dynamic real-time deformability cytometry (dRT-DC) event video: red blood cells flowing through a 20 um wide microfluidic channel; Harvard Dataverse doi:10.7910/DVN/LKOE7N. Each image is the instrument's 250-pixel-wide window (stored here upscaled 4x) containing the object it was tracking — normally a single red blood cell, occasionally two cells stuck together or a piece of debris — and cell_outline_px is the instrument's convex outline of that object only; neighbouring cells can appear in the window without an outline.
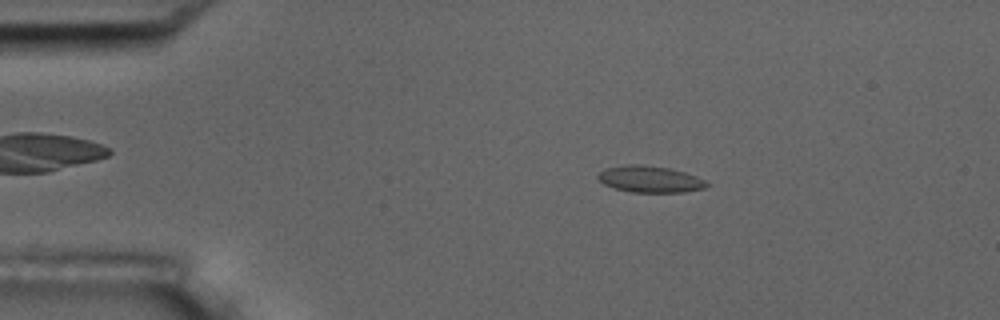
{"species": "common noctule bat (a hibernating species)", "species_latin": "Nyctalus noctula", "temperature_condition": "room temperature", "stored_images_in_passage": 5, "camera_frame_rate_fps": 3000, "um_per_image_px": 0.085, "animal": {"sex": "male", "body_mass_g": 17.5, "forearm_length_mm": 52.3}, "frame": {"image": 1, "passage_image": 3, "time_ms": 0.667, "image_size_px": [1000, 320], "cell_outline_px": [[712, 184], [704, 188], [684, 192], [632, 192], [616, 188], [604, 184], [596, 176], [604, 168], [624, 164], [640, 164], [668, 168], [684, 172], [696, 176]], "centroid_in_image_um": [55.25, 15.22], "position_along_channel_um": 29.8, "area_um2": 16.82}}
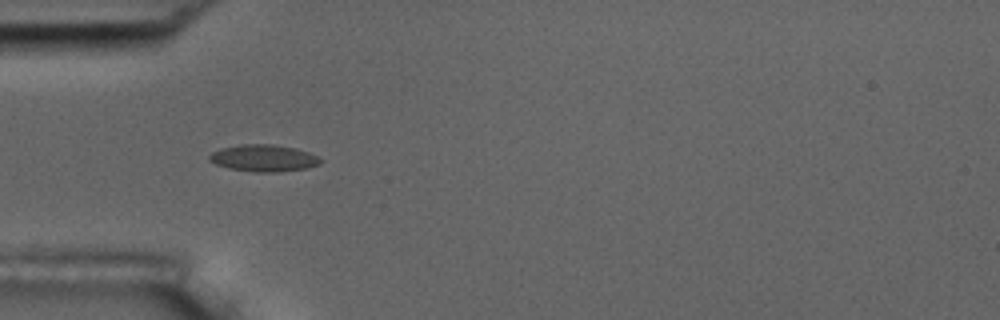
{"frame": {"image": 2, "passage_image": 4, "time_ms": 1.0, "image_size_px": [1000, 320], "cell_outline_px": [[324, 160], [320, 164], [308, 168], [276, 172], [256, 172], [228, 168], [216, 164], [208, 160], [208, 156], [212, 152], [220, 148], [240, 144], [272, 144], [296, 148], [308, 152]], "centroid_in_image_um": [22.41, 13.43], "position_along_channel_um": 62.6, "area_um2": 17.51}}